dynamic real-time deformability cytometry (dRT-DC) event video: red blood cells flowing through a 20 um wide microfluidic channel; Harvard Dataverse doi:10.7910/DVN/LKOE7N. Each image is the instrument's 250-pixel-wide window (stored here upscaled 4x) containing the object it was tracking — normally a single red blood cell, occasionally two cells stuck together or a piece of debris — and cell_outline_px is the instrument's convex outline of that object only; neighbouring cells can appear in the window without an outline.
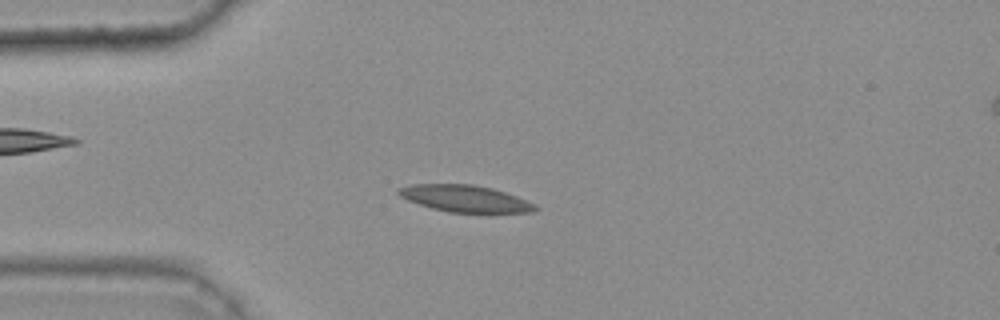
{"species": "common noctule bat (a hibernating species)", "species_latin": "Nyctalus noctula", "temperature_condition": "warm", "stored_images_in_passage": 44, "camera_frame_rate_fps": 3000, "um_per_image_px": 0.085, "animal": {"sex": "female", "body_mass_g": 25.1}, "frame": {"image": 1, "passage_image": 13, "time_ms": 4.0, "image_size_px": [1000, 320], "cell_outline_px": [[540, 208], [532, 212], [448, 212], [432, 208], [408, 200], [400, 196], [396, 192], [396, 188], [412, 184], [472, 184], [492, 188], [516, 196], [536, 204]], "centroid_in_image_um": [39.52, 16.87], "position_along_channel_um": 45.5, "area_um2": 21.21}}
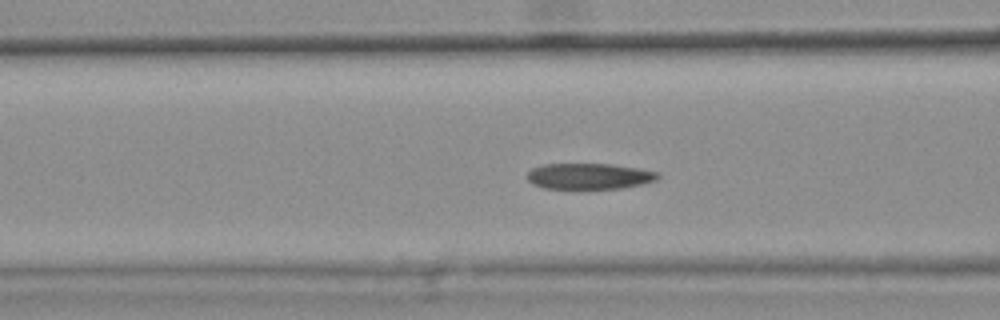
{"frame": {"image": 2, "passage_image": 20, "time_ms": 6.333, "image_size_px": [1000, 320], "cell_outline_px": [[660, 176], [656, 180], [640, 184], [620, 188], [544, 188], [532, 184], [528, 180], [528, 172], [532, 168], [544, 164], [612, 164], [660, 172]], "centroid_in_image_um": [50.08, 14.97], "position_along_channel_um": 116.5, "area_um2": 19.54}}
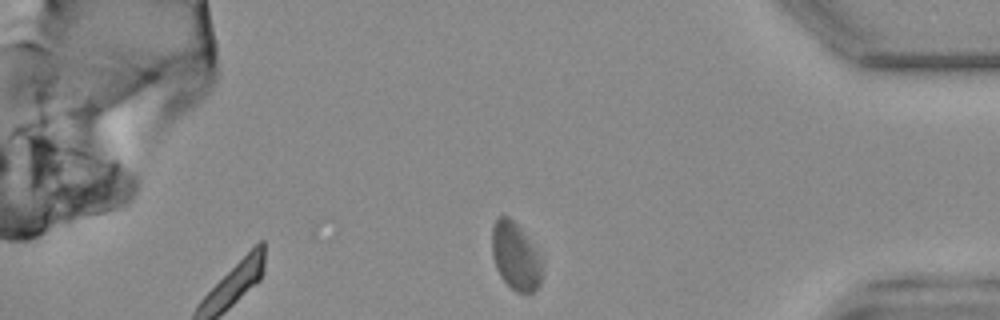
{"frame": {"image": 3, "passage_image": 44, "time_ms": 14.333, "image_size_px": [1000, 320], "cell_outline_px": [[540, 284], [532, 292], [516, 292], [500, 276], [496, 268], [492, 256], [492, 224], [496, 216], [508, 216], [520, 228], [532, 244], [540, 260]], "centroid_in_image_um": [43.76, 21.75], "position_along_channel_um": 391.4, "area_um2": 19.31}, "authors_computed_cell_mechanics": {"area_um2": 21.5305, "velocity_mm_per_s": 3.7427, "shape_relaxation_time_tau1_ms": 9.5133, "shape_relaxation_time_tau2_ms": 1.2817, "deformation_change_tau1": 0.1723, "deformation_change_tau2": 0.0613}}